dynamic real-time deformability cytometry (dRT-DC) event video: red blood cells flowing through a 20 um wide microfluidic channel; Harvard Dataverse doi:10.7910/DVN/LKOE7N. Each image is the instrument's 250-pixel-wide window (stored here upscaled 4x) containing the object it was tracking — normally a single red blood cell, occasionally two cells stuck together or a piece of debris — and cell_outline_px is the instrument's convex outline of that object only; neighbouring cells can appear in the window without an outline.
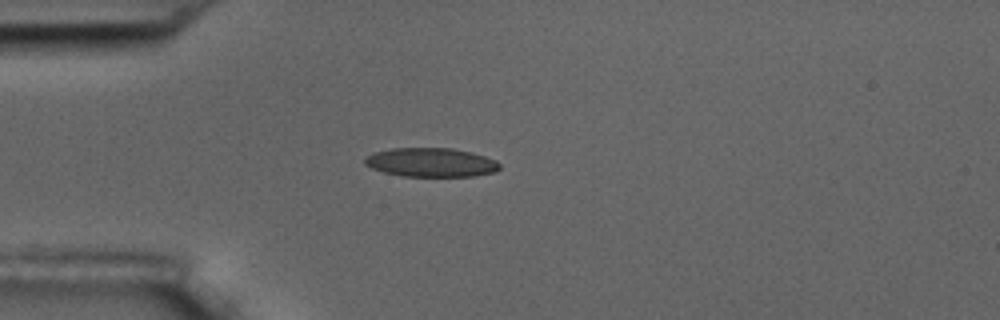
{"species": "common noctule bat (a hibernating species)", "species_latin": "Nyctalus noctula", "temperature_condition": "room temperature", "stored_images_in_passage": 3, "camera_frame_rate_fps": 3000, "um_per_image_px": 0.085, "animal": {"sex": "male", "body_mass_g": 17.5, "forearm_length_mm": 52.3}, "frame": {"image": 1, "passage_image": 3, "time_ms": 3.0, "image_size_px": [1000, 320], "cell_outline_px": [[500, 168], [496, 172], [472, 176], [404, 176], [384, 172], [372, 168], [364, 164], [364, 160], [372, 152], [392, 148], [452, 148], [472, 152], [496, 160], [500, 164]], "centroid_in_image_um": [36.65, 13.8], "position_along_channel_um": 48.4, "area_um2": 22.77}}